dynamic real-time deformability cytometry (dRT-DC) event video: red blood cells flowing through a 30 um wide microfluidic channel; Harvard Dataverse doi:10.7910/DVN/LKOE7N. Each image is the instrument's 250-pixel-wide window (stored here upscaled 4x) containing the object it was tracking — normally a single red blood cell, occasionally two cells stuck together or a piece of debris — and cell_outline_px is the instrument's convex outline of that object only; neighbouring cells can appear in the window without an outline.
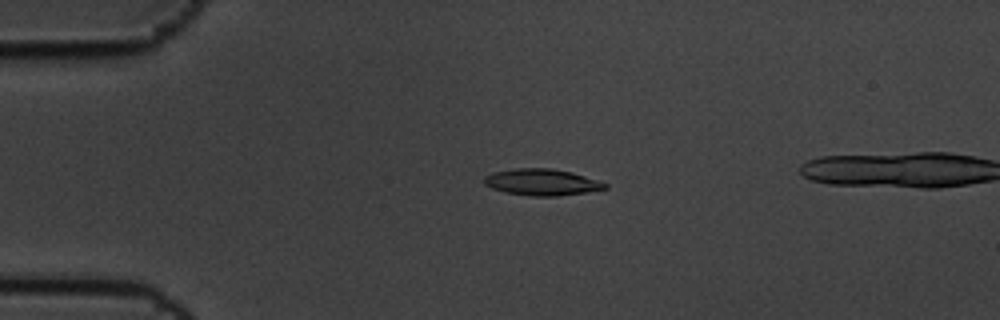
{"species": "common noctule bat (a hibernating species)", "species_latin": "Nyctalus noctula", "temperature_condition": "cold", "stored_images_in_passage": 6, "camera_frame_rate_fps": 3000, "um_per_image_px": 0.085, "animal": {"sex": "male", "body_mass_g": 19.5, "forearm_length_mm": 54.6}, "frame": {"image": 1, "passage_image": 4, "time_ms": 1.0, "image_size_px": [1000, 320], "cell_outline_px": [[608, 188], [588, 192], [556, 196], [532, 196], [504, 192], [492, 188], [484, 184], [484, 176], [492, 172], [516, 168], [552, 168], [572, 172], [600, 180], [608, 184]], "centroid_in_image_um": [46.08, 15.48], "position_along_channel_um": 38.9, "area_um2": 18.84}}